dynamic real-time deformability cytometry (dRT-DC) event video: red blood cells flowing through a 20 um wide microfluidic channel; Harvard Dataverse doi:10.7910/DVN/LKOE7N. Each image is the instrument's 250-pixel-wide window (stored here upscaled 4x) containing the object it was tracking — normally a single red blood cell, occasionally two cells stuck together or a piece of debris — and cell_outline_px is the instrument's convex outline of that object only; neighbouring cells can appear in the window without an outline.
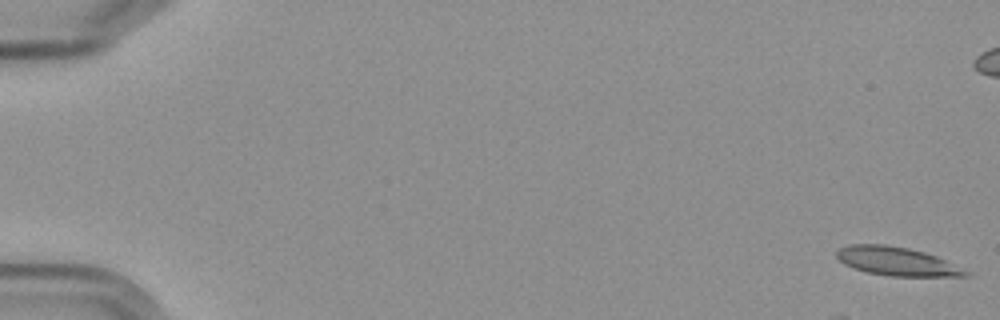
{"species": "Egyptian fruit bat (a non-hibernating species)", "species_latin": "Rousettus aegyptiacus", "temperature_condition": "cold", "stored_images_in_passage": 11, "camera_frame_rate_fps": 3000, "um_per_image_px": 0.085, "frame": {"image": 1, "passage_image": 1, "time_ms": 0.0, "image_size_px": [1000, 320], "cell_outline_px": [[972, 276], [888, 276], [868, 272], [852, 268], [844, 264], [836, 256], [836, 252], [840, 248], [852, 244], [884, 244], [908, 248], [924, 252], [936, 256], [968, 272]], "centroid_in_image_um": [76.17, 22.21], "position_along_channel_um": 8.8, "area_um2": 21.21}}
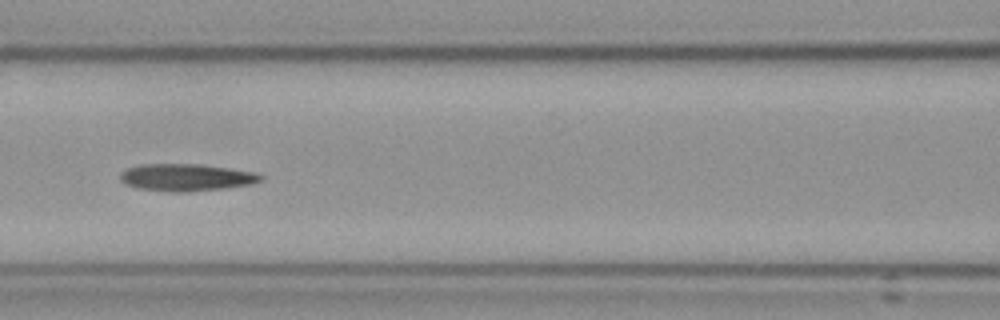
{"frame": {"image": 2, "passage_image": 8, "time_ms": 8.667, "image_size_px": [1000, 320], "cell_outline_px": [[264, 180], [252, 184], [224, 188], [188, 192], [168, 192], [136, 188], [124, 184], [120, 180], [120, 172], [128, 168], [140, 164], [200, 164], [256, 172], [264, 176]], "centroid_in_image_um": [15.83, 15.08], "position_along_channel_um": 150.8, "area_um2": 22.54}}